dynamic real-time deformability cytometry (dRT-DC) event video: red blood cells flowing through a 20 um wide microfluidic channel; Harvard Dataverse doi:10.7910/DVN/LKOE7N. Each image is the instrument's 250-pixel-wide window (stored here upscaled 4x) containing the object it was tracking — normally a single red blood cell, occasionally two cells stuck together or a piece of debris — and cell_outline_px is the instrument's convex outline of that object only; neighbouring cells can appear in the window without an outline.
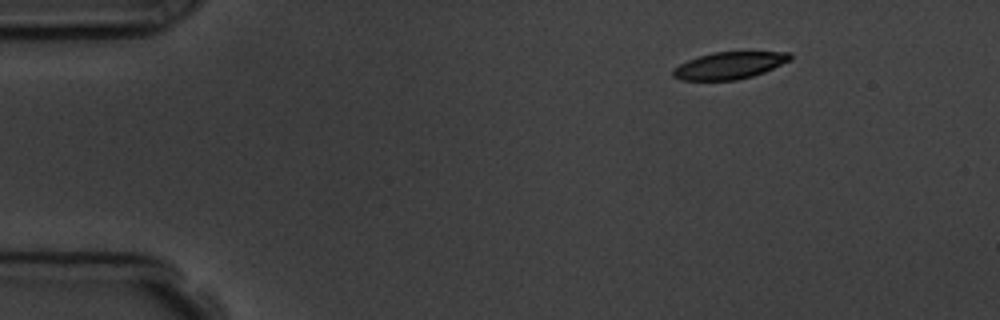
{"species": "common noctule bat (a hibernating species)", "species_latin": "Nyctalus noctula", "temperature_condition": "room temperature", "stored_images_in_passage": 3, "camera_frame_rate_fps": 3000, "um_per_image_px": 0.085, "animal": {"sex": "male", "body_mass_g": 19.5, "forearm_length_mm": 54.6}, "frame": {"image": 1, "passage_image": 1, "time_ms": 0.0, "image_size_px": [1000, 320], "cell_outline_px": [[792, 60], [764, 72], [752, 76], [736, 80], [680, 80], [672, 76], [672, 68], [688, 60], [712, 52], [792, 52]], "centroid_in_image_um": [62.0, 5.56], "position_along_channel_um": 23.0, "area_um2": 18.5}}
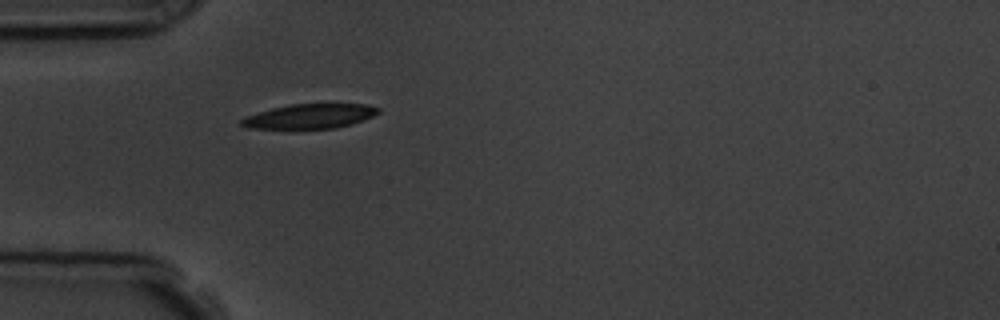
{"frame": {"image": 2, "passage_image": 3, "time_ms": 3.0, "image_size_px": [1000, 320], "cell_outline_px": [[380, 112], [372, 116], [352, 124], [336, 128], [248, 128], [240, 124], [240, 120], [244, 116], [272, 108], [292, 104], [364, 104], [380, 108]], "centroid_in_image_um": [26.32, 9.87], "position_along_channel_um": 58.7, "area_um2": 19.42}}